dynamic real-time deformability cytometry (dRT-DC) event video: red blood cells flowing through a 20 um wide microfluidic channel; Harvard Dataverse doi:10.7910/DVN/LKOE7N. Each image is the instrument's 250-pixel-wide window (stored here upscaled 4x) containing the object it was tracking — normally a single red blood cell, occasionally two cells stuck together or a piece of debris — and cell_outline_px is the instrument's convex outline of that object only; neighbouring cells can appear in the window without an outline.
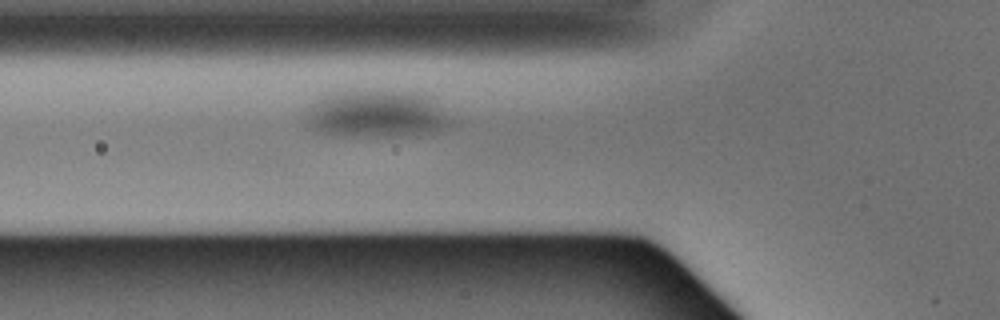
{"species": "Egyptian fruit bat (a non-hibernating species)", "species_latin": "Rousettus aegyptiacus", "temperature_condition": "warm", "stored_images_in_passage": 4, "camera_frame_rate_fps": 3000, "um_per_image_px": 0.085, "animal": {"sex": "male"}, "frame": {"image": 1, "passage_image": 3, "time_ms": 0.667, "image_size_px": [1000, 320], "cell_outline_px": [[448, 124], [440, 128], [428, 132], [380, 136], [328, 132], [316, 128], [308, 120], [324, 96], [344, 92], [400, 92], [416, 96], [424, 100]], "centroid_in_image_um": [31.91, 9.71], "position_along_channel_um": 93.9, "area_um2": 34.56}}